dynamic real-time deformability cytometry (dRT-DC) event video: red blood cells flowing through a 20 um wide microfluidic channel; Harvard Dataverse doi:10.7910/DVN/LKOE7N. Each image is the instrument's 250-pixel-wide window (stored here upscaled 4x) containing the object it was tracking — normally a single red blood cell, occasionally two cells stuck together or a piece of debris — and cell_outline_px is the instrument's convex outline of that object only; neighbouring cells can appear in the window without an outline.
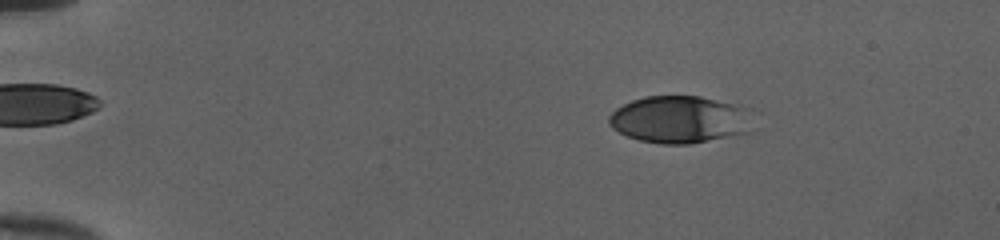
{"species": "human", "species_latin": "Homo sapiens", "temperature_condition": "cold", "stored_images_in_passage": 45, "camera_frame_rate_fps": 3000, "um_per_image_px": 0.085, "donor": {"sex": "female"}, "frame": {"image": 1, "passage_image": 2, "time_ms": 0.333, "image_size_px": [1000, 240], "cell_outline_px": [[752, 132], [692, 144], [660, 144], [640, 140], [628, 136], [612, 128], [608, 124], [608, 116], [616, 108], [632, 100], [644, 96], [700, 96], [752, 108]], "centroid_in_image_um": [57.84, 10.16], "position_along_channel_um": 27.2, "area_um2": 40.34}}
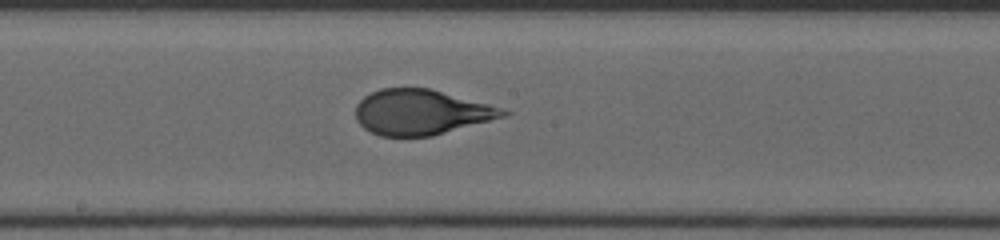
{"frame": {"image": 2, "passage_image": 23, "time_ms": 7.333, "image_size_px": [1000, 240], "cell_outline_px": [[512, 112], [508, 116], [432, 136], [380, 136], [364, 128], [356, 120], [356, 104], [364, 96], [380, 88], [428, 88], [488, 104]], "centroid_in_image_um": [35.79, 9.54], "position_along_channel_um": 212.4, "area_um2": 38.73}}
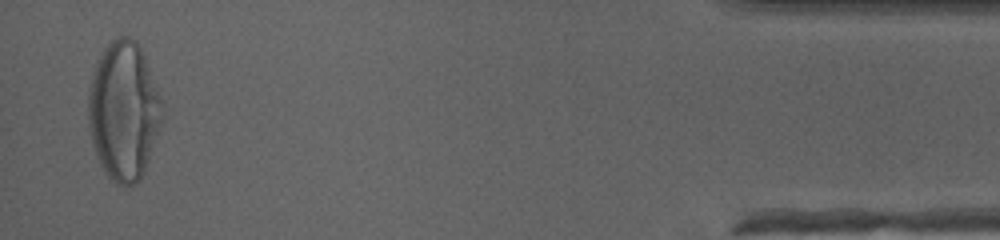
{"frame": {"image": 3, "passage_image": 44, "time_ms": 14.333, "image_size_px": [1000, 240], "cell_outline_px": [[164, 120], [144, 172], [140, 180], [132, 184], [116, 184], [108, 176], [100, 164], [96, 156], [88, 128], [88, 92], [92, 72], [96, 60], [104, 48], [116, 36], [128, 36], [136, 40], [144, 56], [164, 104]], "centroid_in_image_um": [10.52, 9.41], "position_along_channel_um": 424.7, "area_um2": 60.34}, "authors_computed_cell_mechanics": {"area_um2": 39.7664, "velocity_mm_per_s": 4.0059, "shape_relaxation_time_tau1_ms": 4.0939, "shape_relaxation_time_tau2_ms": null, "deformation_change_tau1": 0.1998, "deformation_change_tau2": null}}